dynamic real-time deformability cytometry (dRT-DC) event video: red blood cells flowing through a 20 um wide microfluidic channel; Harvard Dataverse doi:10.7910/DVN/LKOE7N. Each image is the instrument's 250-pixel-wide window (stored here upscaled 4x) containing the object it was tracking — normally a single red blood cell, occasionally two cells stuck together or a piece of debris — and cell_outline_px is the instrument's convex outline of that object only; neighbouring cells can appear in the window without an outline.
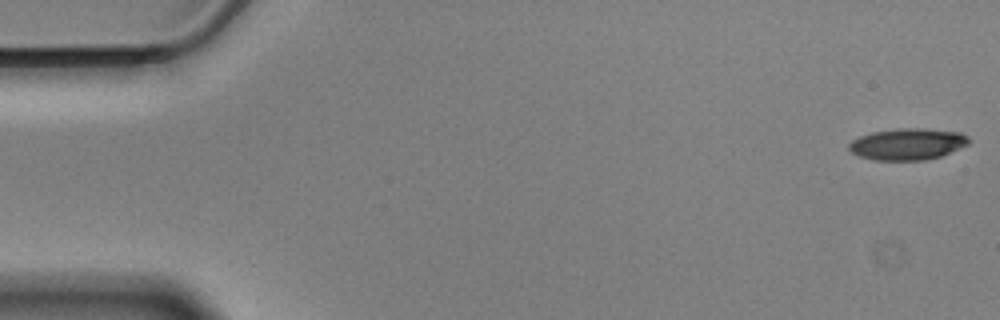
{"species": "Egyptian fruit bat (a non-hibernating species)", "species_latin": "Rousettus aegyptiacus", "temperature_condition": "cold", "stored_images_in_passage": 57, "camera_frame_rate_fps": 3000, "um_per_image_px": 0.085, "animal": {"sex": "male"}, "frame": {"image": 1, "passage_image": 1, "time_ms": 0.0, "image_size_px": [1000, 320], "cell_outline_px": [[968, 144], [940, 156], [924, 160], [872, 160], [860, 156], [852, 152], [848, 148], [848, 144], [852, 140], [860, 136], [872, 132], [896, 128], [924, 128], [960, 132], [968, 136]], "centroid_in_image_um": [77.11, 12.24], "position_along_channel_um": 7.9, "area_um2": 21.96}}
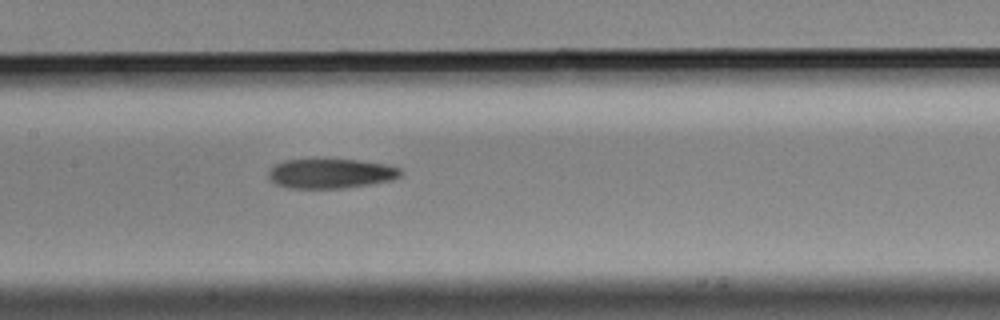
{"frame": {"image": 2, "passage_image": 27, "time_ms": 8.667, "image_size_px": [1000, 320], "cell_outline_px": [[404, 172], [400, 176], [392, 180], [344, 188], [288, 188], [276, 184], [268, 176], [268, 172], [276, 164], [284, 160], [356, 160], [384, 164], [400, 168]], "centroid_in_image_um": [28.13, 14.76], "position_along_channel_um": 179.3, "area_um2": 22.54}}
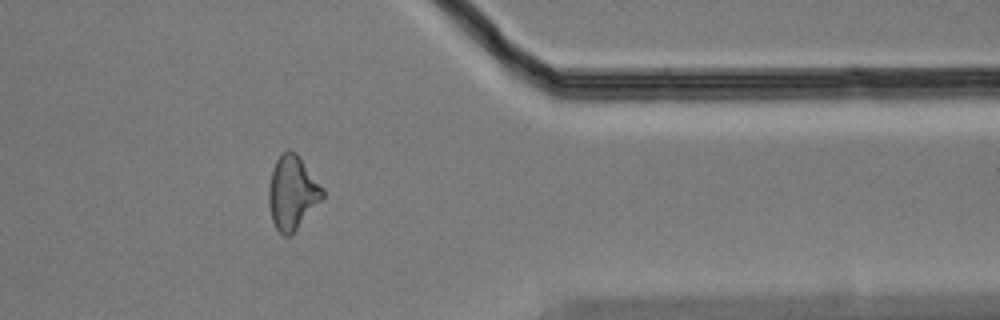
{"frame": {"image": 3, "passage_image": 46, "time_ms": 15.0, "image_size_px": [1000, 320], "cell_outline_px": [[324, 196], [296, 228], [288, 236], [284, 236], [276, 228], [272, 220], [268, 204], [268, 188], [272, 172], [276, 160], [288, 148], [296, 152], [300, 156], [324, 188]], "centroid_in_image_um": [24.84, 16.33], "position_along_channel_um": 386.6, "area_um2": 22.83}, "authors_computed_cell_mechanics": {"area_um2": 22.9466, "velocity_mm_per_s": 3.5216, "shape_relaxation_time_tau1_ms": 7.3368, "shape_relaxation_time_tau2_ms": 8.7629, "deformation_change_tau1": 0.1633, "deformation_change_tau2": 0.2242}}